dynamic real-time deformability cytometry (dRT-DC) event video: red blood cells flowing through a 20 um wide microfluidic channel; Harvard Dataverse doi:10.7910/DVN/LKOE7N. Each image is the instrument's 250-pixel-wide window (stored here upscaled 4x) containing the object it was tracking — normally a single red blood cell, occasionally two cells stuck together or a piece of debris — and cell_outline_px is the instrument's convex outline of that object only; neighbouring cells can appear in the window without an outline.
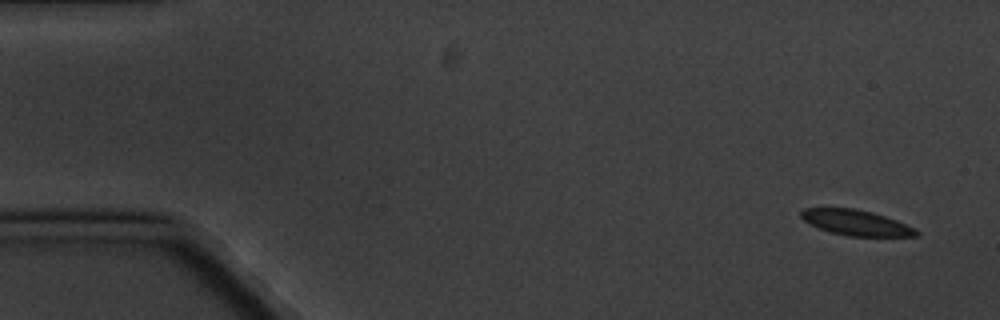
{"species": "common noctule bat (a hibernating species)", "species_latin": "Nyctalus noctula", "temperature_condition": "cold", "stored_images_in_passage": 5, "camera_frame_rate_fps": 3000, "um_per_image_px": 0.085, "animal": {"sex": "male", "body_mass_g": 20.1, "forearm_length_mm": 53.5}, "frame": {"image": 1, "passage_image": 1, "time_ms": 0.0, "image_size_px": [1000, 320], "cell_outline_px": [[920, 232], [916, 236], [848, 236], [832, 232], [820, 228], [804, 220], [800, 216], [800, 212], [804, 208], [856, 208], [872, 212], [896, 220], [916, 228]], "centroid_in_image_um": [72.79, 18.92], "position_along_channel_um": 12.2, "area_um2": 16.94}}